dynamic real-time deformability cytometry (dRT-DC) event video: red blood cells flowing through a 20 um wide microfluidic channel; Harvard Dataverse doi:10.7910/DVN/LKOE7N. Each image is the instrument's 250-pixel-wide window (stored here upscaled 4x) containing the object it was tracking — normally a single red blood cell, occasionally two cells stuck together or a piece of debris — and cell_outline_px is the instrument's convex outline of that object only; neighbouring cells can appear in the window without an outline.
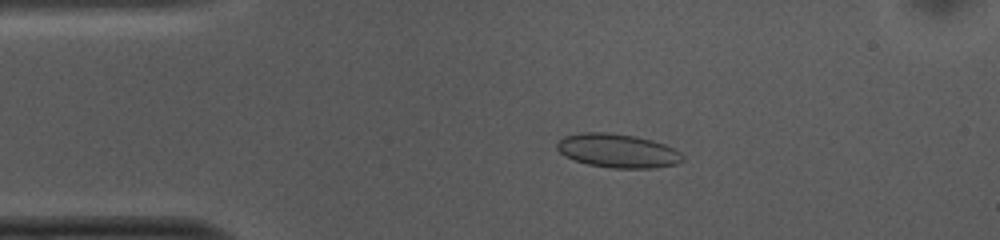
{"species": "common noctule bat (a hibernating species)", "species_latin": "Nyctalus noctula", "temperature_condition": "cold", "stored_images_in_passage": 52, "camera_frame_rate_fps": 3000, "um_per_image_px": 0.085, "animal": {"sex": "female", "body_mass_g": 10.0, "forearm_length_mm": 53.1}, "frame": {"image": 1, "passage_image": 9, "time_ms": 2.667, "image_size_px": [1000, 240], "cell_outline_px": [[684, 160], [676, 164], [656, 168], [612, 168], [588, 164], [564, 156], [556, 148], [556, 144], [564, 136], [580, 132], [608, 132], [636, 136], [652, 140], [664, 144], [680, 152], [684, 156]], "centroid_in_image_um": [52.5, 12.81], "position_along_channel_um": 32.5, "area_um2": 24.85}}
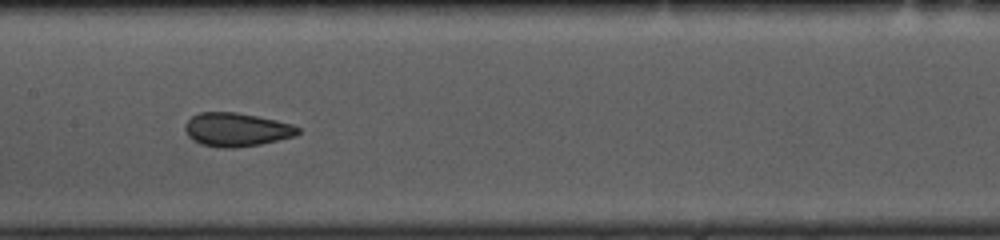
{"frame": {"image": 2, "passage_image": 24, "time_ms": 7.667, "image_size_px": [1000, 240], "cell_outline_px": [[300, 132], [296, 136], [260, 144], [232, 148], [220, 148], [200, 144], [192, 140], [188, 136], [184, 128], [188, 120], [192, 116], [200, 112], [236, 112], [276, 120], [292, 124], [300, 128]], "centroid_in_image_um": [20.1, 11.02], "position_along_channel_um": 187.3, "area_um2": 22.14}}
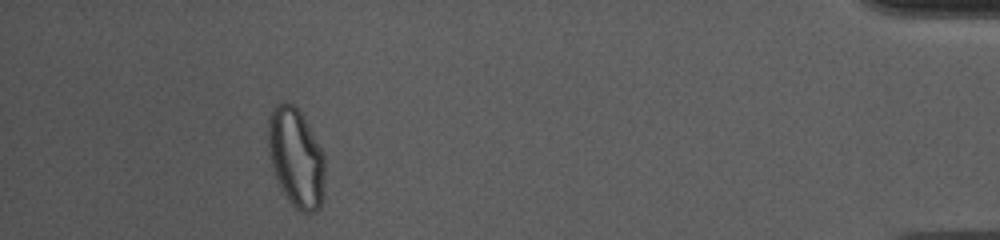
{"frame": {"image": 3, "passage_image": 47, "time_ms": 15.333, "image_size_px": [1000, 240], "cell_outline_px": [[324, 196], [320, 208], [316, 212], [304, 212], [296, 208], [288, 200], [276, 176], [268, 152], [268, 116], [276, 104], [292, 104], [300, 112], [324, 152]], "centroid_in_image_um": [25.18, 13.43], "position_along_channel_um": 410.0, "area_um2": 32.48}, "authors_computed_cell_mechanics": {"area_um2": 23.8136, "velocity_mm_per_s": 3.7337, "shape_relaxation_time_tau1_ms": null, "shape_relaxation_time_tau2_ms": 1.3106, "deformation_change_tau1": null, "deformation_change_tau2": 0.0588}}